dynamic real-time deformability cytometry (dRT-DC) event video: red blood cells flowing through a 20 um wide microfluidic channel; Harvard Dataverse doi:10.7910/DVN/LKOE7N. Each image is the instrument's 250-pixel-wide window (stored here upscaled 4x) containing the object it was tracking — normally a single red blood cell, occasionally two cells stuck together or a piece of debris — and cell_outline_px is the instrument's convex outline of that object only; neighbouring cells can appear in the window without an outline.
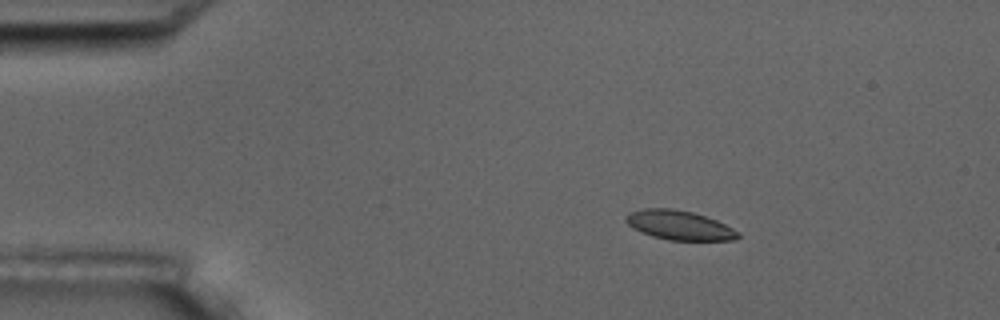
{"species": "common noctule bat (a hibernating species)", "species_latin": "Nyctalus noctula", "temperature_condition": "room temperature", "stored_images_in_passage": 4, "camera_frame_rate_fps": 3000, "um_per_image_px": 0.085, "animal": {"sex": "male", "body_mass_g": 17.5, "forearm_length_mm": 52.3}, "frame": {"image": 1, "passage_image": 2, "time_ms": 1.333, "image_size_px": [1000, 320], "cell_outline_px": [[740, 236], [736, 240], [668, 240], [652, 236], [640, 232], [632, 228], [624, 220], [624, 216], [628, 212], [644, 208], [672, 208], [692, 212], [716, 220], [740, 232]], "centroid_in_image_um": [57.69, 19.14], "position_along_channel_um": 27.3, "area_um2": 19.31}}